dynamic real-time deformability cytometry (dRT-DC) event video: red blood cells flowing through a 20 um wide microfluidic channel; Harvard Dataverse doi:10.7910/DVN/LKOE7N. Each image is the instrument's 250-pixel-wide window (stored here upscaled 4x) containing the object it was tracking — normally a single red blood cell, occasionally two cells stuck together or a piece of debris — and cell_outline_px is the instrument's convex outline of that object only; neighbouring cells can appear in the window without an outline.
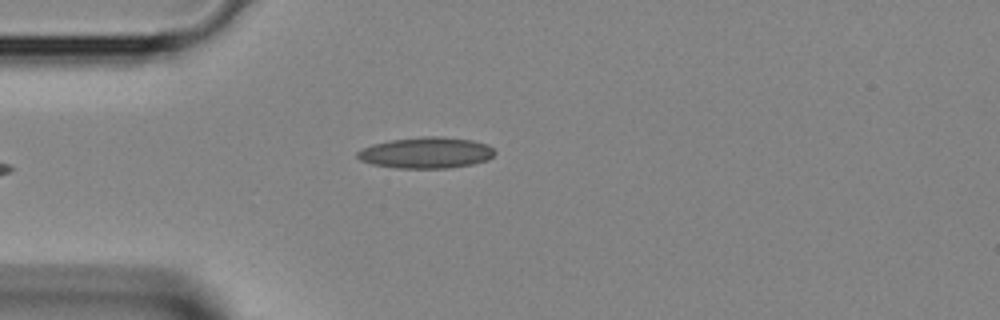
{"species": "Egyptian fruit bat (a non-hibernating species)", "species_latin": "Rousettus aegyptiacus", "temperature_condition": "room temperature", "stored_images_in_passage": 2, "camera_frame_rate_fps": 3000, "um_per_image_px": 0.085, "animal": {"sex": "female"}, "frame": {"image": 1, "passage_image": 2, "time_ms": 0.333, "image_size_px": [1000, 320], "cell_outline_px": [[496, 152], [488, 160], [472, 164], [448, 168], [396, 168], [372, 164], [360, 160], [356, 156], [356, 152], [372, 144], [392, 140], [424, 136], [440, 136], [472, 140], [488, 144]], "centroid_in_image_um": [36.23, 12.98], "position_along_channel_um": 48.8, "area_um2": 24.91}}